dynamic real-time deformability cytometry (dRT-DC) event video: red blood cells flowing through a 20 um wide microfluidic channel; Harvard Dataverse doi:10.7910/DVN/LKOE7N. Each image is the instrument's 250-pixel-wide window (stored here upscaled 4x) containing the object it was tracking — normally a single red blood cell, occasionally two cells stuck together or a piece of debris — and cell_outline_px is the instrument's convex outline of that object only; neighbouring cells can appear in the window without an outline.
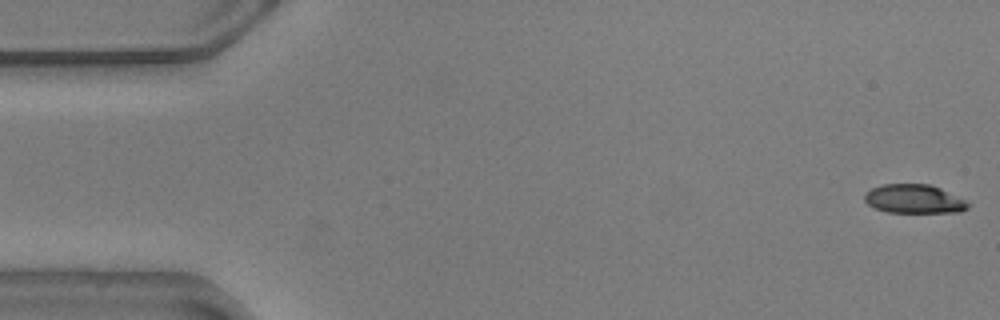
{"species": "common noctule bat (a hibernating species)", "species_latin": "Nyctalus noctula", "temperature_condition": "warm", "stored_images_in_passage": 56, "camera_frame_rate_fps": 3000, "um_per_image_px": 0.085, "animal": {"sex": "male", "body_mass_g": 20.5, "forearm_length_mm": 52.5}, "frame": {"image": 1, "passage_image": 1, "time_ms": 0.0, "image_size_px": [1000, 320], "cell_outline_px": [[972, 204], [968, 208], [960, 212], [888, 212], [876, 208], [868, 204], [864, 200], [864, 192], [872, 188], [884, 184], [932, 184]], "centroid_in_image_um": [77.69, 16.9], "position_along_channel_um": 7.3, "area_um2": 17.34}}
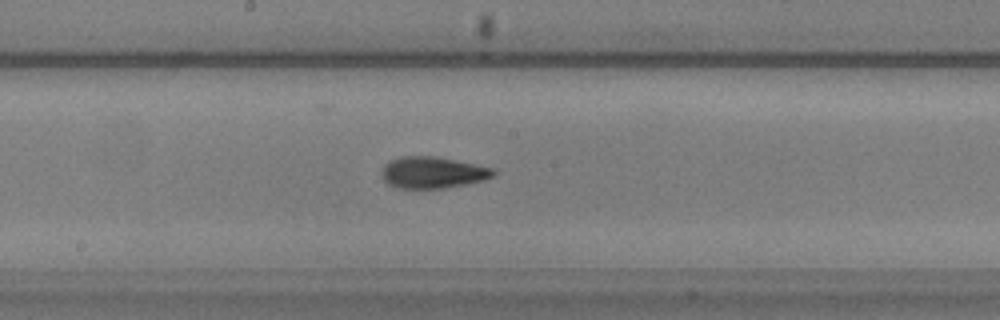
{"frame": {"image": 2, "passage_image": 29, "time_ms": 9.333, "image_size_px": [1000, 320], "cell_outline_px": [[496, 172], [492, 176], [484, 180], [444, 188], [400, 188], [388, 184], [384, 180], [384, 164], [388, 160], [400, 156], [436, 156], [492, 168]], "centroid_in_image_um": [36.76, 14.65], "position_along_channel_um": 211.4, "area_um2": 20.23}}
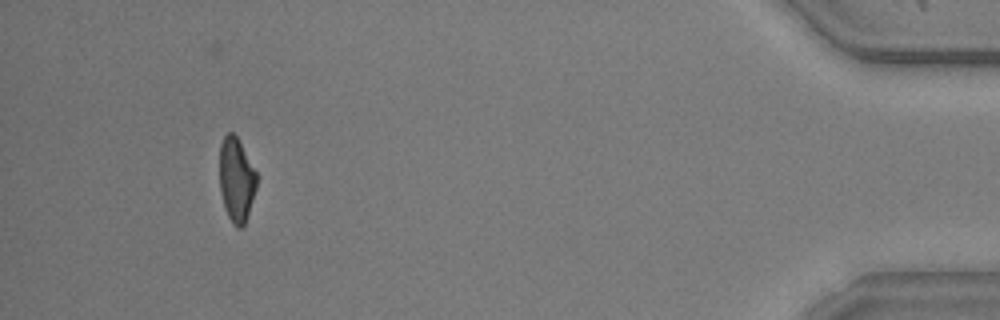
{"frame": {"image": 3, "passage_image": 52, "time_ms": 17.0, "image_size_px": [1000, 320], "cell_outline_px": [[256, 188], [244, 224], [240, 228], [236, 228], [232, 224], [224, 208], [220, 188], [220, 144], [224, 136], [228, 132], [232, 132], [236, 136], [256, 172]], "centroid_in_image_um": [20.07, 15.29], "position_along_channel_um": 415.1, "area_um2": 17.86}, "authors_computed_cell_mechanics": {"area_um2": 19.5364, "velocity_mm_per_s": 3.5913, "shape_relaxation_time_tau1_ms": 4.5862, "shape_relaxation_time_tau2_ms": 1.9784, "deformation_change_tau1": 0.1634, "deformation_change_tau2": 0.0916}}